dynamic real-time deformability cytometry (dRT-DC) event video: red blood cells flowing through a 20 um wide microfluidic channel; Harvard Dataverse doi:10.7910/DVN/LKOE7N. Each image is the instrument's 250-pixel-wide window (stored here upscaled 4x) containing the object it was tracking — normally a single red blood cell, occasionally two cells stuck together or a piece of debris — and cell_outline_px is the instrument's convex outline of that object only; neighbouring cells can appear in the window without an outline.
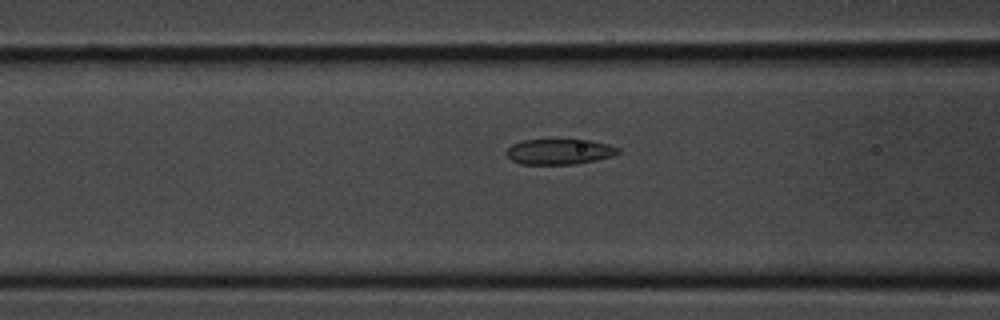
{"species": "common noctule bat (a hibernating species)", "species_latin": "Nyctalus noctula", "temperature_condition": "room temperature", "stored_images_in_passage": 24, "camera_frame_rate_fps": 3000, "um_per_image_px": 0.085, "animal": {"sex": "male", "body_mass_g": 20.1, "forearm_length_mm": 53.5}, "frame": {"image": 1, "passage_image": 8, "time_ms": 2.333, "image_size_px": [1000, 320], "cell_outline_px": [[620, 152], [612, 156], [596, 160], [576, 164], [520, 164], [512, 160], [504, 152], [512, 144], [524, 140], [588, 140], [608, 144], [620, 148]], "centroid_in_image_um": [47.54, 12.89], "position_along_channel_um": 119.1, "area_um2": 16.53}}
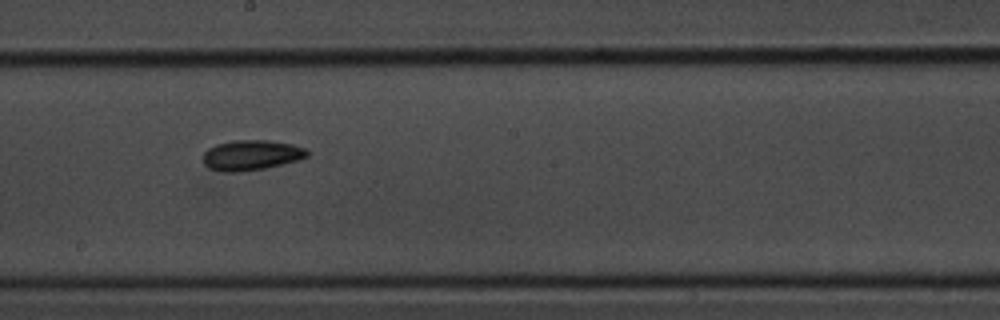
{"frame": {"image": 2, "passage_image": 14, "time_ms": 4.333, "image_size_px": [1000, 320], "cell_outline_px": [[308, 156], [300, 160], [264, 168], [240, 172], [224, 172], [208, 168], [204, 164], [204, 152], [208, 148], [216, 144], [232, 140], [268, 140], [292, 144], [304, 148], [308, 152]], "centroid_in_image_um": [21.35, 13.18], "position_along_channel_um": 226.9, "area_um2": 18.38}}
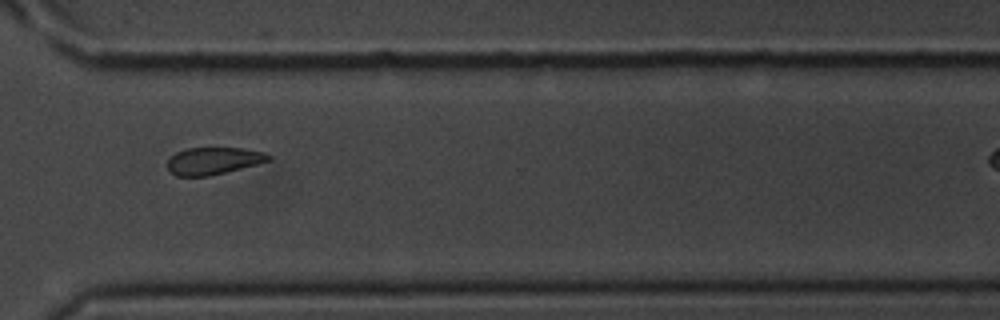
{"frame": {"image": 3, "passage_image": 21, "time_ms": 6.667, "image_size_px": [1000, 320], "cell_outline_px": [[272, 160], [208, 176], [176, 176], [168, 168], [168, 160], [176, 152], [188, 148], [244, 148], [264, 152], [272, 156]], "centroid_in_image_um": [18.16, 13.66], "position_along_channel_um": 352.4, "area_um2": 15.84}}